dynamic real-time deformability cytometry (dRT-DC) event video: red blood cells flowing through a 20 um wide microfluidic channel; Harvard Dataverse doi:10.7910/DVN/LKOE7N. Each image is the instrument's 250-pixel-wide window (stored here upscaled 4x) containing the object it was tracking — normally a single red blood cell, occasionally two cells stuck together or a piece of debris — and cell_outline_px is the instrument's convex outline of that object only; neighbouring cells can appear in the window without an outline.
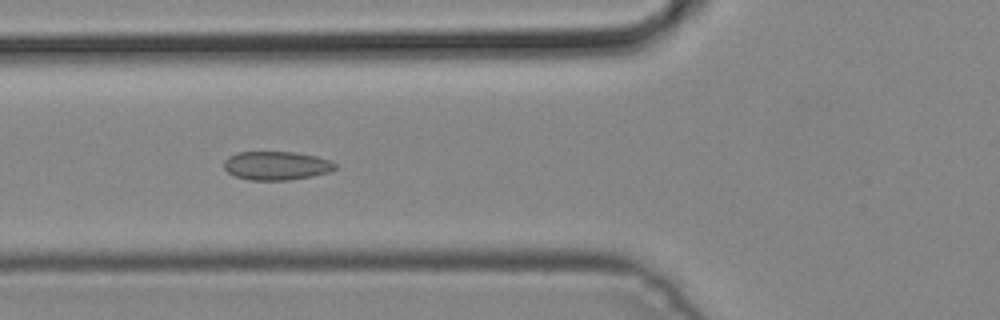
{"species": "common noctule bat (a hibernating species)", "species_latin": "Nyctalus noctula", "temperature_condition": "cold", "stored_images_in_passage": 7, "camera_frame_rate_fps": 3000, "um_per_image_px": 0.085, "animal": {"sex": "male", "body_mass_g": 19.2, "forearm_length_mm": 51.8}, "frame": {"image": 1, "passage_image": 5, "time_ms": 1.333, "image_size_px": [1000, 320], "cell_outline_px": [[336, 168], [328, 172], [312, 176], [288, 180], [248, 180], [236, 176], [228, 172], [224, 168], [224, 160], [228, 156], [236, 152], [296, 152], [316, 156], [332, 160], [336, 164]], "centroid_in_image_um": [23.49, 14.07], "position_along_channel_um": 102.3, "area_um2": 18.67}}
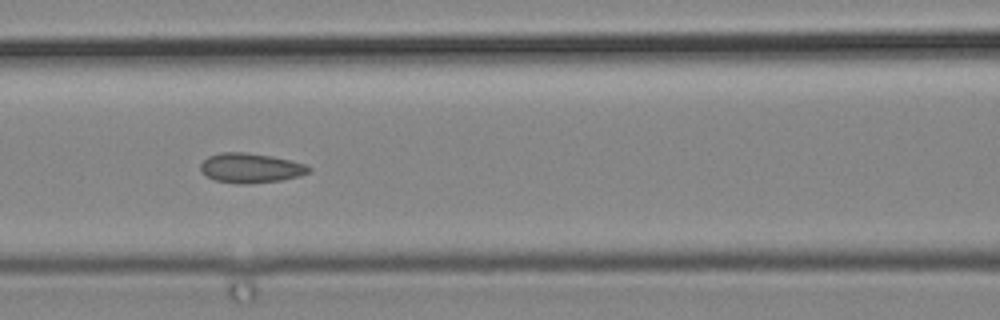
{"frame": {"image": 2, "passage_image": 6, "time_ms": 1.667, "image_size_px": [1000, 320], "cell_outline_px": [[312, 168], [308, 172], [300, 176], [280, 180], [248, 184], [236, 184], [216, 180], [208, 176], [200, 168], [200, 164], [208, 156], [220, 152], [244, 152], [272, 156], [304, 164]], "centroid_in_image_um": [21.29, 14.28], "position_along_channel_um": 145.3, "area_um2": 18.55}}
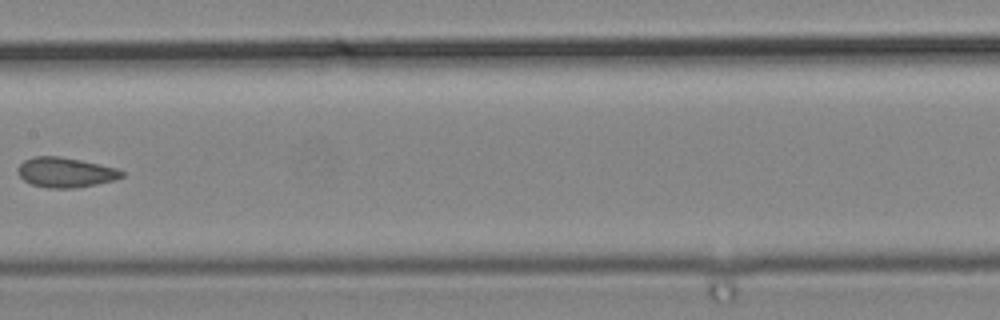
{"frame": {"image": 3, "passage_image": 7, "time_ms": 2.0, "image_size_px": [1000, 320], "cell_outline_px": [[124, 176], [112, 180], [96, 184], [76, 188], [48, 188], [32, 184], [24, 180], [16, 172], [16, 168], [24, 160], [32, 156], [60, 156], [80, 160], [116, 168], [124, 172]], "centroid_in_image_um": [5.52, 14.65], "position_along_channel_um": 201.9, "area_um2": 18.09}}